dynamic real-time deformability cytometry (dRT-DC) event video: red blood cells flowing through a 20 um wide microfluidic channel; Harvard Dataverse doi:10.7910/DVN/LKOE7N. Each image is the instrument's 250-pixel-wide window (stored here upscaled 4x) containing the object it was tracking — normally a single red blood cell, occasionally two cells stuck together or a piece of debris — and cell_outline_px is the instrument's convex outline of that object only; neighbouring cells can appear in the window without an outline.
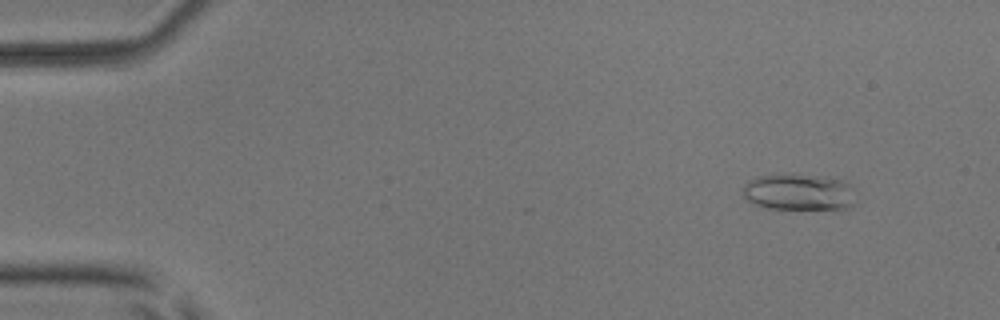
{"species": "common noctule bat (a hibernating species)", "species_latin": "Nyctalus noctula", "temperature_condition": "room temperature", "stored_images_in_passage": 19, "camera_frame_rate_fps": 3000, "um_per_image_px": 0.085, "animal": {"sex": "male", "body_mass_g": 17.9, "forearm_length_mm": 54.2}, "frame": {"image": 1, "passage_image": 6, "time_ms": 1.667, "image_size_px": [1000, 320], "cell_outline_px": [[852, 208], [760, 208], [752, 204], [744, 196], [744, 184], [748, 180], [756, 176], [792, 172], [844, 180], [852, 188]], "centroid_in_image_um": [67.82, 16.29], "position_along_channel_um": 17.2, "area_um2": 24.16}}
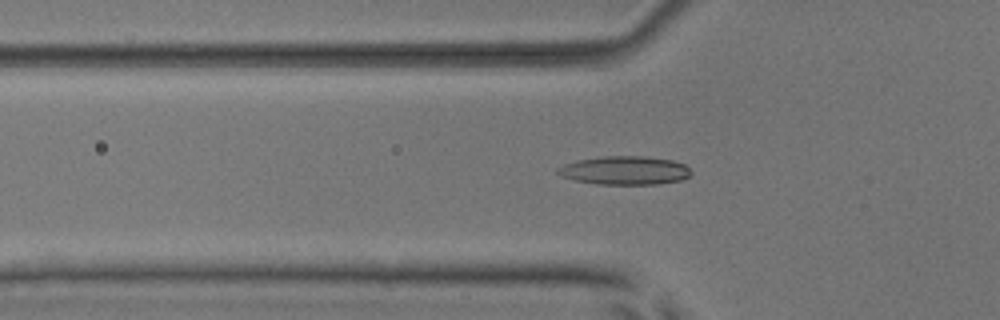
{"frame": {"image": 2, "passage_image": 19, "time_ms": 6.0, "image_size_px": [1000, 320], "cell_outline_px": [[692, 172], [688, 176], [680, 180], [660, 184], [596, 184], [576, 180], [560, 176], [556, 172], [556, 168], [564, 164], [580, 160], [600, 156], [644, 156], [672, 160], [684, 164]], "centroid_in_image_um": [53.09, 14.48], "position_along_channel_um": 72.7, "area_um2": 22.14}}